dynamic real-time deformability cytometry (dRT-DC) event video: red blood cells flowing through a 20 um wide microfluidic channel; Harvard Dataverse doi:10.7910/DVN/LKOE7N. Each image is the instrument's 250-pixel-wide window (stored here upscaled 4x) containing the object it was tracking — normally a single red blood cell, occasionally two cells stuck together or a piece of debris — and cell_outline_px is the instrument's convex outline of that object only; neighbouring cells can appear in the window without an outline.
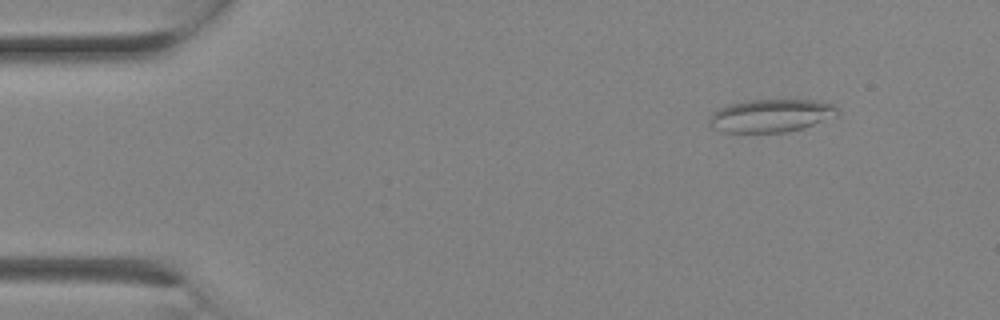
{"species": "Egyptian fruit bat (a non-hibernating species)", "species_latin": "Rousettus aegyptiacus", "temperature_condition": "room temperature", "stored_images_in_passage": 2, "camera_frame_rate_fps": 3000, "um_per_image_px": 0.085, "animal": {"sex": "female"}, "frame": {"image": 1, "passage_image": 1, "time_ms": 0.0, "image_size_px": [1000, 320], "cell_outline_px": [[840, 108], [836, 116], [804, 128], [784, 132], [724, 132], [712, 128], [708, 124], [708, 120], [712, 112], [728, 104], [748, 100], [812, 100], [832, 104]], "centroid_in_image_um": [65.51, 9.83], "position_along_channel_um": 19.5, "area_um2": 24.68}}